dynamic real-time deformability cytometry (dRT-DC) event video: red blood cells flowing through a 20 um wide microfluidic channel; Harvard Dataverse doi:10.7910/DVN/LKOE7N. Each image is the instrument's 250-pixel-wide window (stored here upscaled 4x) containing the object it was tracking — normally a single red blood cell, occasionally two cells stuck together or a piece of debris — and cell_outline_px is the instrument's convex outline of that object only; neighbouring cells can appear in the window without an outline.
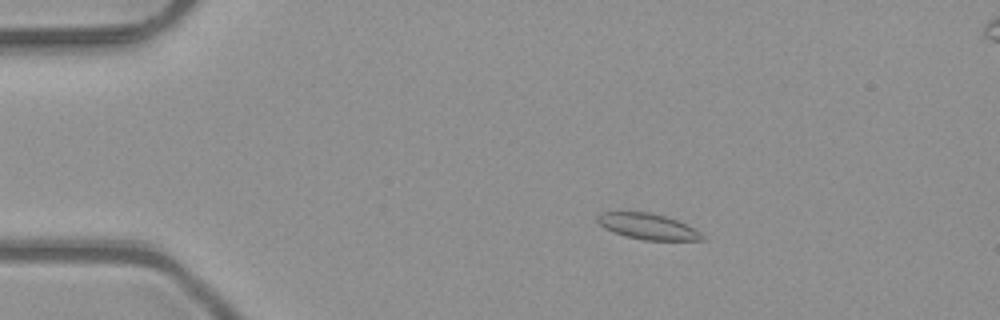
{"species": "common noctule bat (a hibernating species)", "species_latin": "Nyctalus noctula", "temperature_condition": "room temperature", "stored_images_in_passage": 3, "camera_frame_rate_fps": 3000, "um_per_image_px": 0.085, "animal": {"sex": "male", "body_mass_g": 23.1, "forearm_length_mm": 52.7}, "frame": {"image": 1, "passage_image": 2, "time_ms": 0.333, "image_size_px": [1000, 320], "cell_outline_px": [[704, 240], [644, 240], [624, 236], [612, 232], [604, 228], [596, 220], [596, 216], [600, 212], [648, 212], [664, 216], [676, 220], [700, 232], [704, 236]], "centroid_in_image_um": [55.0, 19.25], "position_along_channel_um": 30.0, "area_um2": 15.66}}